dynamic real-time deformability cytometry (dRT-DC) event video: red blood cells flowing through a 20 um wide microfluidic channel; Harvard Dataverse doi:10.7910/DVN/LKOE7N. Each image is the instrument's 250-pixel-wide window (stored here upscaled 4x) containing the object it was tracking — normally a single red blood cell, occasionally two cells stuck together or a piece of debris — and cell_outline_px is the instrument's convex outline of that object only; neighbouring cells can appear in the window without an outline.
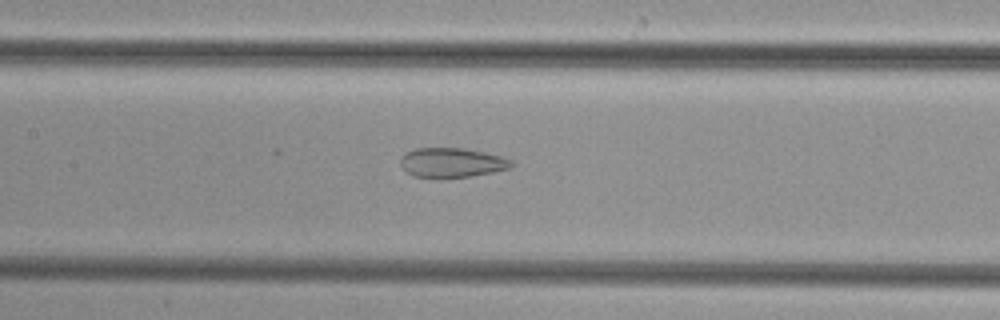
{"species": "common noctule bat (a hibernating species)", "species_latin": "Nyctalus noctula", "temperature_condition": "cold", "stored_images_in_passage": 40, "camera_frame_rate_fps": 3000, "um_per_image_px": 0.085, "animal": {"sex": "female", "body_mass_g": 29.2, "forearm_length_mm": 56.3}, "frame": {"image": 1, "passage_image": 14, "time_ms": 4.333, "image_size_px": [1000, 320], "cell_outline_px": [[516, 164], [512, 168], [492, 172], [468, 176], [440, 180], [412, 176], [400, 164], [400, 160], [404, 152], [416, 148], [464, 148], [484, 152], [500, 156], [512, 160]], "centroid_in_image_um": [38.39, 13.84], "position_along_channel_um": 169.0, "area_um2": 19.59}}
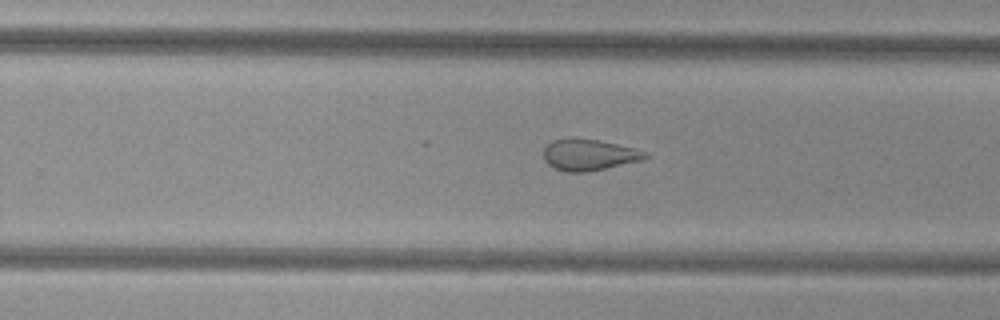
{"frame": {"image": 2, "passage_image": 22, "time_ms": 7.0, "image_size_px": [1000, 320], "cell_outline_px": [[652, 156], [640, 160], [604, 168], [584, 172], [568, 172], [556, 168], [548, 164], [544, 160], [544, 148], [552, 140], [576, 136], [600, 140], [636, 148], [648, 152]], "centroid_in_image_um": [50.07, 13.12], "position_along_channel_um": 279.7, "area_um2": 18.73}}
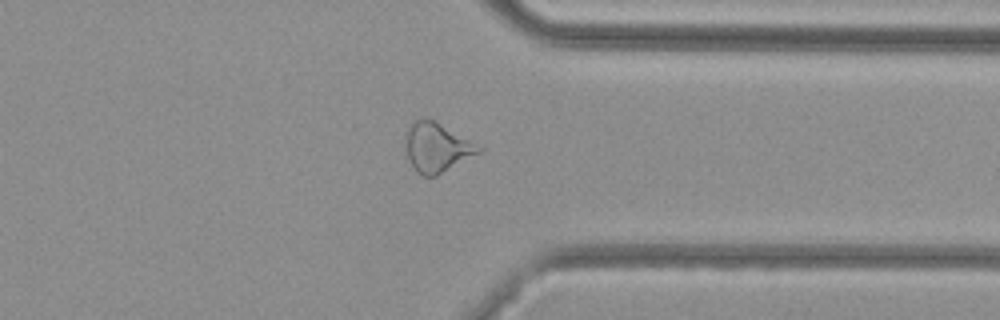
{"frame": {"image": 3, "passage_image": 29, "time_ms": 9.333, "image_size_px": [1000, 320], "cell_outline_px": [[484, 148], [480, 152], [436, 176], [424, 176], [416, 172], [404, 148], [404, 140], [408, 128], [412, 120], [420, 116], [436, 120]], "centroid_in_image_um": [37.09, 12.48], "position_along_channel_um": 374.3, "area_um2": 21.27}}